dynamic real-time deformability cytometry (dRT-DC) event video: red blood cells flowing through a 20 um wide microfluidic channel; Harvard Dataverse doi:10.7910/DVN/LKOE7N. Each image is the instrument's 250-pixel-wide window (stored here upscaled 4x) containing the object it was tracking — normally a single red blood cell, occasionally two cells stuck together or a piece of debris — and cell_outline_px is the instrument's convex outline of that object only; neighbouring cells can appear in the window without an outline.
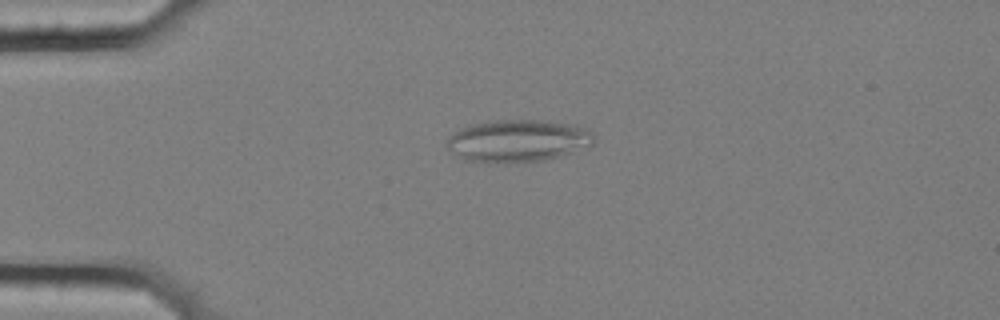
{"species": "common noctule bat (a hibernating species)", "species_latin": "Nyctalus noctula", "temperature_condition": "cold", "stored_images_in_passage": 57, "camera_frame_rate_fps": 3000, "um_per_image_px": 0.085, "animal": {"sex": "female", "body_mass_g": 25.1}, "frame": {"image": 1, "passage_image": 14, "time_ms": 4.333, "image_size_px": [1000, 320], "cell_outline_px": [[592, 144], [560, 156], [544, 160], [488, 164], [464, 160], [448, 148], [444, 144], [448, 136], [460, 128], [472, 124], [496, 120], [540, 120], [568, 124], [584, 128], [592, 132]], "centroid_in_image_um": [43.92, 11.98], "position_along_channel_um": 41.1, "area_um2": 36.13}}
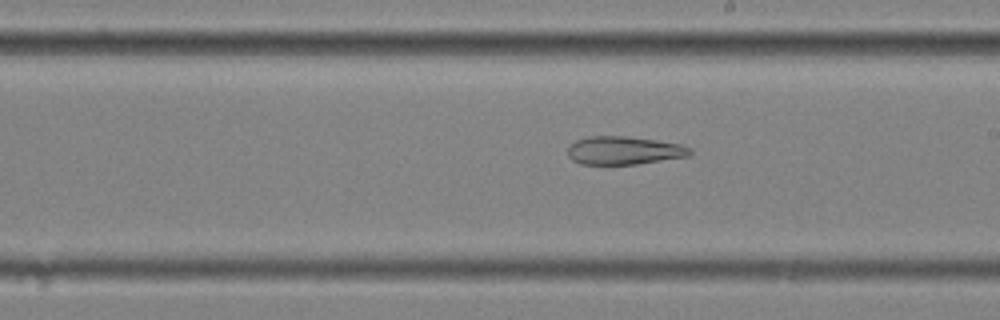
{"frame": {"image": 2, "passage_image": 33, "time_ms": 10.667, "image_size_px": [1000, 320], "cell_outline_px": [[692, 152], [688, 156], [636, 164], [604, 168], [580, 164], [572, 160], [568, 156], [568, 144], [576, 140], [588, 136], [628, 136], [656, 140], [680, 144], [692, 148]], "centroid_in_image_um": [52.95, 12.83], "position_along_channel_um": 236.1, "area_um2": 20.98}}
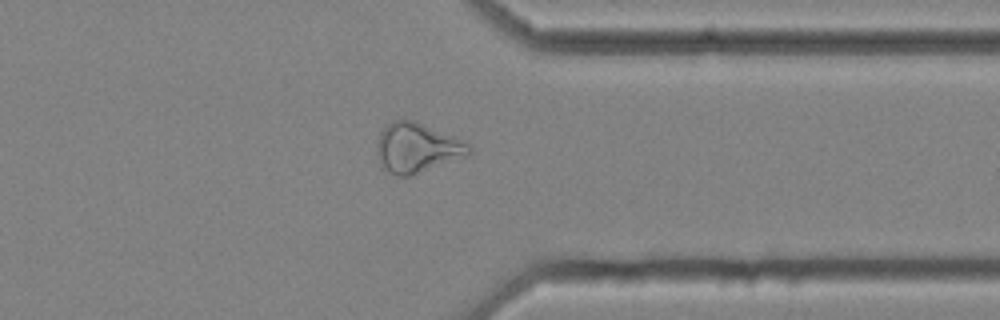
{"frame": {"image": 3, "passage_image": 45, "time_ms": 14.667, "image_size_px": [1000, 320], "cell_outline_px": [[472, 152], [468, 156], [408, 176], [400, 176], [388, 172], [380, 168], [376, 152], [376, 144], [380, 132], [392, 120], [416, 120], [456, 136], [472, 144]], "centroid_in_image_um": [35.46, 12.55], "position_along_channel_um": 375.9, "area_um2": 27.22}, "authors_computed_cell_mechanics": {"area_um2": 28.2064, "velocity_mm_per_s": 3.5636, "shape_relaxation_time_tau1_ms": null, "shape_relaxation_time_tau2_ms": 6.1851, "deformation_change_tau1": null, "deformation_change_tau2": 0.1788}}